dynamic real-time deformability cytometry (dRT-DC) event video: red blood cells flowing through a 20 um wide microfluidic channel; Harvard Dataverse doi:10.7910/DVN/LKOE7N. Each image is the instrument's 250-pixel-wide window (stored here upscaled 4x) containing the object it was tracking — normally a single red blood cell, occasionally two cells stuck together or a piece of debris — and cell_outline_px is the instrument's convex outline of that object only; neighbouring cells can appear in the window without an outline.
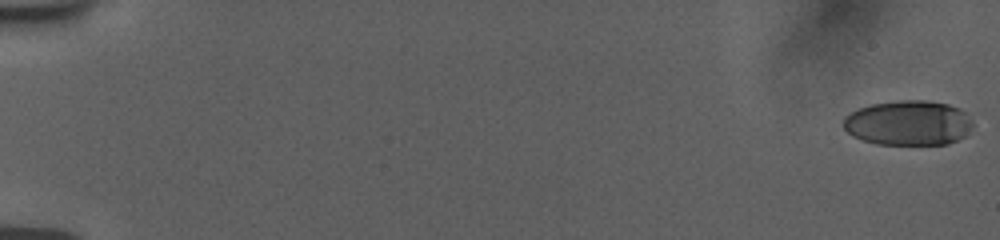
{"species": "human", "species_latin": "Homo sapiens", "temperature_condition": "room temperature", "stored_images_in_passage": 56, "camera_frame_rate_fps": 3000, "um_per_image_px": 0.085, "donor": {"sex": "female"}, "frame": {"image": 1, "passage_image": 1, "time_ms": 0.0, "image_size_px": [1000, 240], "cell_outline_px": [[972, 124], [964, 136], [948, 144], [876, 144], [852, 136], [844, 128], [844, 116], [860, 108], [872, 104], [900, 100], [928, 100], [948, 104], [960, 108], [972, 120]], "centroid_in_image_um": [77.2, 10.44], "position_along_channel_um": 7.8, "area_um2": 33.7}}
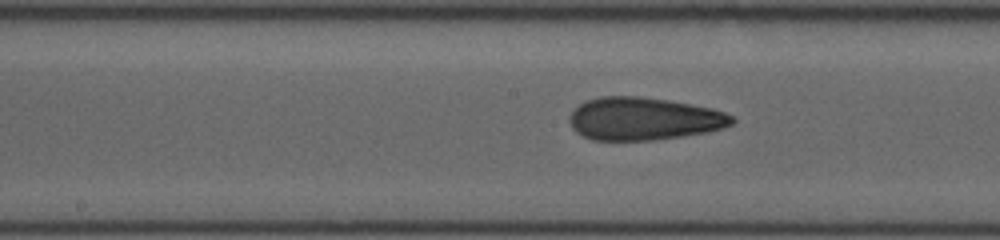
{"frame": {"image": 2, "passage_image": 31, "time_ms": 10.0, "image_size_px": [1000, 240], "cell_outline_px": [[736, 120], [732, 124], [708, 132], [652, 140], [592, 140], [576, 132], [572, 128], [568, 120], [572, 112], [584, 100], [600, 96], [640, 96], [668, 100], [712, 108], [724, 112], [732, 116]], "centroid_in_image_um": [54.69, 10.09], "position_along_channel_um": 193.5, "area_um2": 40.46}}
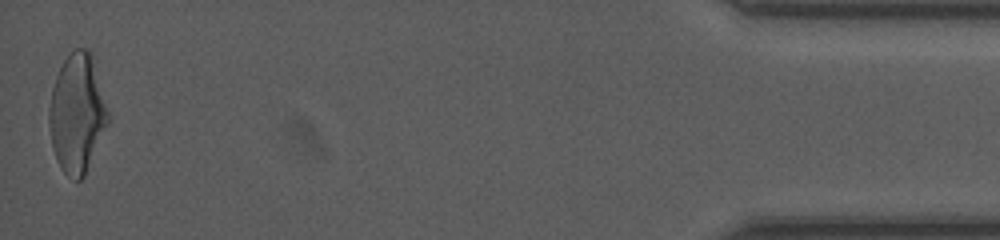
{"frame": {"image": 3, "passage_image": 56, "time_ms": 18.333, "image_size_px": [1000, 240], "cell_outline_px": [[108, 120], [84, 176], [80, 180], [76, 180], [64, 172], [60, 168], [56, 160], [52, 148], [48, 120], [48, 108], [52, 88], [56, 76], [64, 60], [76, 48], [84, 48], [92, 52], [108, 112]], "centroid_in_image_um": [6.52, 9.62], "position_along_channel_um": 428.7, "area_um2": 40.29}, "authors_computed_cell_mechanics": {"area_um2": 39.2462, "velocity_mm_per_s": 3.7873, "shape_relaxation_time_tau1_ms": 8.1901, "shape_relaxation_time_tau2_ms": 1.6038, "deformation_change_tau1": 0.2508, "deformation_change_tau2": 0.1008}}